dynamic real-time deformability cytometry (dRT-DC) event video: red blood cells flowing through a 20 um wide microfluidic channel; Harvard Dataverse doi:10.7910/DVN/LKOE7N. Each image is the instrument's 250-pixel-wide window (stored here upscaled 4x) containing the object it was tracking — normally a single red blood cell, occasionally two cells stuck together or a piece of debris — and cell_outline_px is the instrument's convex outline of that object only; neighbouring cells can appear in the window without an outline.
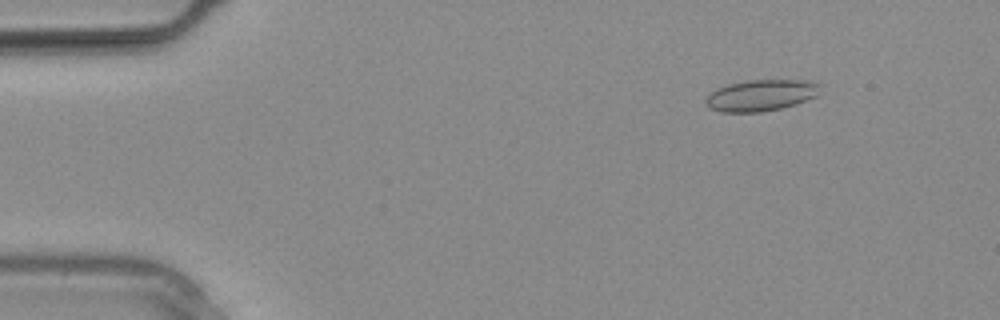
{"species": "common noctule bat (a hibernating species)", "species_latin": "Nyctalus noctula", "temperature_condition": "warm", "stored_images_in_passage": 12, "camera_frame_rate_fps": 3000, "um_per_image_px": 0.085, "animal": {"sex": "male", "body_mass_g": 20.4}, "frame": {"image": 1, "passage_image": 4, "time_ms": 1.0, "image_size_px": [1000, 320], "cell_outline_px": [[820, 84], [816, 96], [796, 104], [780, 108], [760, 112], [720, 112], [704, 104], [704, 100], [712, 92], [728, 84], [748, 80], [812, 80]], "centroid_in_image_um": [64.69, 8.1], "position_along_channel_um": 20.3, "area_um2": 20.75}}
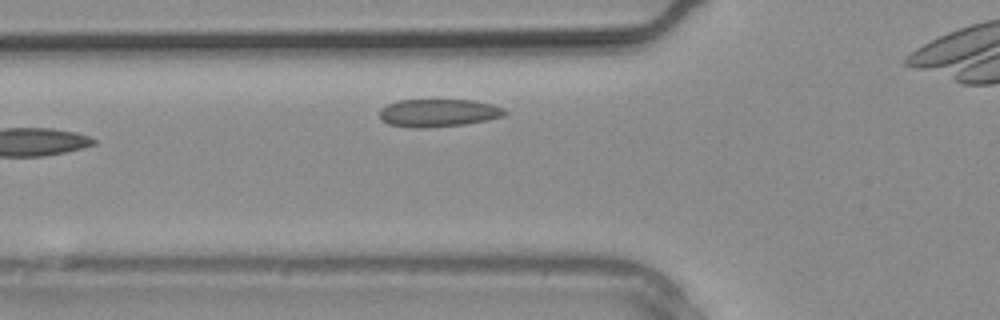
{"frame": {"image": 2, "passage_image": 12, "time_ms": 3.667, "image_size_px": [1000, 320], "cell_outline_px": [[508, 112], [504, 116], [488, 120], [464, 124], [424, 128], [412, 128], [388, 124], [380, 120], [380, 108], [396, 100], [472, 100], [492, 104], [504, 108]], "centroid_in_image_um": [37.25, 9.6], "position_along_channel_um": 88.6, "area_um2": 20.46}}